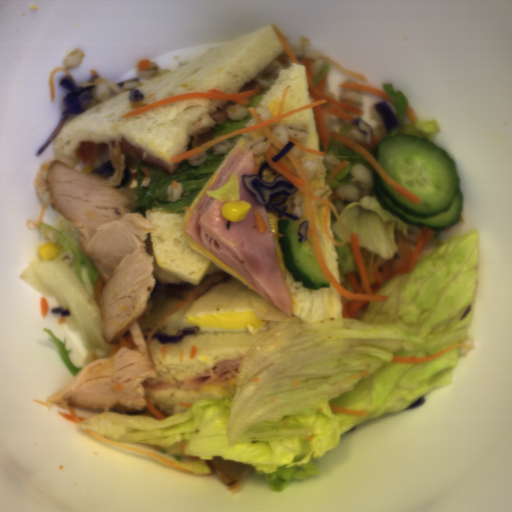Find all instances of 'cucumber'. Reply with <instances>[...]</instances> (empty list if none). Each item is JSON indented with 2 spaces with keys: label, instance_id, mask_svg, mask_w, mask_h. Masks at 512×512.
Instances as JSON below:
<instances>
[{
  "label": "cucumber",
  "instance_id": "1",
  "mask_svg": "<svg viewBox=\"0 0 512 512\" xmlns=\"http://www.w3.org/2000/svg\"><path fill=\"white\" fill-rule=\"evenodd\" d=\"M377 161L390 179L415 194L416 204L391 188L374 169V191L389 213L412 226L444 230L460 219L464 196L454 159L429 139L388 136L376 145Z\"/></svg>",
  "mask_w": 512,
  "mask_h": 512
},
{
  "label": "cucumber",
  "instance_id": "2",
  "mask_svg": "<svg viewBox=\"0 0 512 512\" xmlns=\"http://www.w3.org/2000/svg\"><path fill=\"white\" fill-rule=\"evenodd\" d=\"M302 220L280 219L277 224L282 237H277L283 267L286 268L296 282L311 290L331 287L316 258L309 238L299 242L298 231Z\"/></svg>",
  "mask_w": 512,
  "mask_h": 512
}]
</instances>
